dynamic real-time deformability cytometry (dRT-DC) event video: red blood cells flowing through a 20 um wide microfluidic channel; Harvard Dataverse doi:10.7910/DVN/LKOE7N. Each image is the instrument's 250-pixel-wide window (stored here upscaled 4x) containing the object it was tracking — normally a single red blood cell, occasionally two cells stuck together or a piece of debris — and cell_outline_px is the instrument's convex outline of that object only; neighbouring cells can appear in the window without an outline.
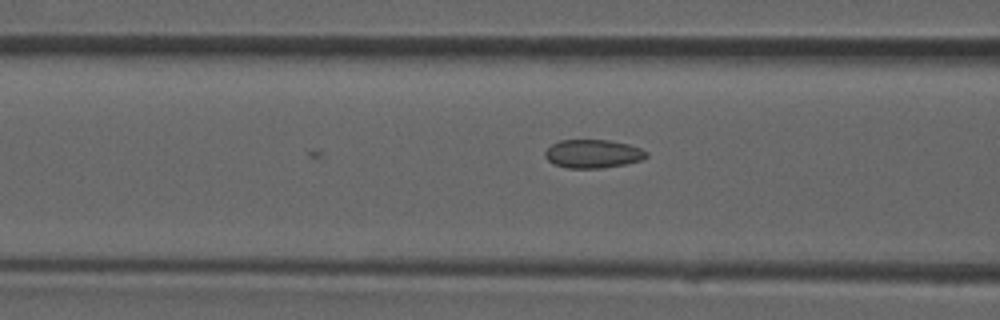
{"species": "common noctule bat (a hibernating species)", "species_latin": "Nyctalus noctula", "temperature_condition": "room temperature", "stored_images_in_passage": 4, "camera_frame_rate_fps": 3000, "um_per_image_px": 0.085, "animal": {"sex": "male", "forearm_length_mm": 52.5}, "frame": {"image": 1, "passage_image": 4, "time_ms": 1.0, "image_size_px": [1000, 320], "cell_outline_px": [[648, 156], [640, 160], [624, 164], [600, 168], [568, 168], [552, 164], [544, 156], [544, 152], [552, 144], [560, 140], [608, 140], [628, 144], [640, 148], [648, 152]], "centroid_in_image_um": [50.37, 13.07], "position_along_channel_um": 116.2, "area_um2": 16.76}}